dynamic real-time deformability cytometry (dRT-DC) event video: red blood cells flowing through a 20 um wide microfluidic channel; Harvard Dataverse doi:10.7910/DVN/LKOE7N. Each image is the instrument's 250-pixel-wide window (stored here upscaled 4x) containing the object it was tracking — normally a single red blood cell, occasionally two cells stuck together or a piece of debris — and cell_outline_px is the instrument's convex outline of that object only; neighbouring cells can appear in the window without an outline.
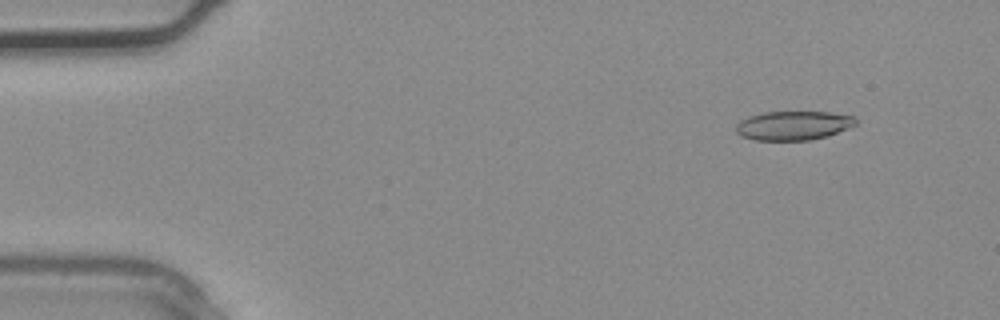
{"species": "common noctule bat (a hibernating species)", "species_latin": "Nyctalus noctula", "temperature_condition": "warm", "stored_images_in_passage": 2, "camera_frame_rate_fps": 3000, "um_per_image_px": 0.085, "animal": {"sex": "male", "body_mass_g": 20.4}, "frame": {"image": 1, "passage_image": 1, "time_ms": 0.0, "image_size_px": [1000, 320], "cell_outline_px": [[856, 124], [848, 128], [828, 136], [812, 140], [756, 140], [740, 136], [736, 132], [736, 124], [740, 120], [748, 116], [764, 112], [828, 112], [852, 116], [856, 120]], "centroid_in_image_um": [67.4, 10.67], "position_along_channel_um": 17.6, "area_um2": 20.29}}